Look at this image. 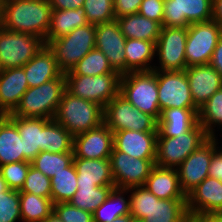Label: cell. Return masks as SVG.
Wrapping results in <instances>:
<instances>
[{"mask_svg":"<svg viewBox=\"0 0 222 222\" xmlns=\"http://www.w3.org/2000/svg\"><path fill=\"white\" fill-rule=\"evenodd\" d=\"M221 35L222 27L213 20L190 24L185 47L187 67L209 64Z\"/></svg>","mask_w":222,"mask_h":222,"instance_id":"cell-12","label":"cell"},{"mask_svg":"<svg viewBox=\"0 0 222 222\" xmlns=\"http://www.w3.org/2000/svg\"><path fill=\"white\" fill-rule=\"evenodd\" d=\"M66 90L73 96L97 103L103 108L119 94L120 73L97 76L65 75Z\"/></svg>","mask_w":222,"mask_h":222,"instance_id":"cell-9","label":"cell"},{"mask_svg":"<svg viewBox=\"0 0 222 222\" xmlns=\"http://www.w3.org/2000/svg\"><path fill=\"white\" fill-rule=\"evenodd\" d=\"M124 215H130L129 189L113 188L106 200L94 211L93 222H112Z\"/></svg>","mask_w":222,"mask_h":222,"instance_id":"cell-32","label":"cell"},{"mask_svg":"<svg viewBox=\"0 0 222 222\" xmlns=\"http://www.w3.org/2000/svg\"><path fill=\"white\" fill-rule=\"evenodd\" d=\"M113 188L115 186H77V191L69 203L93 214Z\"/></svg>","mask_w":222,"mask_h":222,"instance_id":"cell-38","label":"cell"},{"mask_svg":"<svg viewBox=\"0 0 222 222\" xmlns=\"http://www.w3.org/2000/svg\"><path fill=\"white\" fill-rule=\"evenodd\" d=\"M144 187L159 199H187L179 183L177 168L154 165Z\"/></svg>","mask_w":222,"mask_h":222,"instance_id":"cell-23","label":"cell"},{"mask_svg":"<svg viewBox=\"0 0 222 222\" xmlns=\"http://www.w3.org/2000/svg\"><path fill=\"white\" fill-rule=\"evenodd\" d=\"M22 222L19 191L0 193V222Z\"/></svg>","mask_w":222,"mask_h":222,"instance_id":"cell-42","label":"cell"},{"mask_svg":"<svg viewBox=\"0 0 222 222\" xmlns=\"http://www.w3.org/2000/svg\"><path fill=\"white\" fill-rule=\"evenodd\" d=\"M76 191L77 170L74 163L51 177V200L53 204L69 202Z\"/></svg>","mask_w":222,"mask_h":222,"instance_id":"cell-35","label":"cell"},{"mask_svg":"<svg viewBox=\"0 0 222 222\" xmlns=\"http://www.w3.org/2000/svg\"><path fill=\"white\" fill-rule=\"evenodd\" d=\"M113 150V132L100 126L73 137L74 158L109 159Z\"/></svg>","mask_w":222,"mask_h":222,"instance_id":"cell-18","label":"cell"},{"mask_svg":"<svg viewBox=\"0 0 222 222\" xmlns=\"http://www.w3.org/2000/svg\"><path fill=\"white\" fill-rule=\"evenodd\" d=\"M77 186H115L109 159L74 158Z\"/></svg>","mask_w":222,"mask_h":222,"instance_id":"cell-25","label":"cell"},{"mask_svg":"<svg viewBox=\"0 0 222 222\" xmlns=\"http://www.w3.org/2000/svg\"><path fill=\"white\" fill-rule=\"evenodd\" d=\"M53 212L63 222H93V214L67 203L53 204Z\"/></svg>","mask_w":222,"mask_h":222,"instance_id":"cell-44","label":"cell"},{"mask_svg":"<svg viewBox=\"0 0 222 222\" xmlns=\"http://www.w3.org/2000/svg\"><path fill=\"white\" fill-rule=\"evenodd\" d=\"M190 217L222 213V182L208 176L187 195Z\"/></svg>","mask_w":222,"mask_h":222,"instance_id":"cell-19","label":"cell"},{"mask_svg":"<svg viewBox=\"0 0 222 222\" xmlns=\"http://www.w3.org/2000/svg\"><path fill=\"white\" fill-rule=\"evenodd\" d=\"M44 45L37 36L0 26V70L23 67Z\"/></svg>","mask_w":222,"mask_h":222,"instance_id":"cell-10","label":"cell"},{"mask_svg":"<svg viewBox=\"0 0 222 222\" xmlns=\"http://www.w3.org/2000/svg\"><path fill=\"white\" fill-rule=\"evenodd\" d=\"M24 161L23 141L16 124L6 115L0 122V166Z\"/></svg>","mask_w":222,"mask_h":222,"instance_id":"cell-30","label":"cell"},{"mask_svg":"<svg viewBox=\"0 0 222 222\" xmlns=\"http://www.w3.org/2000/svg\"><path fill=\"white\" fill-rule=\"evenodd\" d=\"M184 71L189 81L191 97L198 109L222 88V77L210 64L189 66Z\"/></svg>","mask_w":222,"mask_h":222,"instance_id":"cell-20","label":"cell"},{"mask_svg":"<svg viewBox=\"0 0 222 222\" xmlns=\"http://www.w3.org/2000/svg\"><path fill=\"white\" fill-rule=\"evenodd\" d=\"M125 42L116 19L96 25L95 48L103 52L112 68L121 75L126 73Z\"/></svg>","mask_w":222,"mask_h":222,"instance_id":"cell-17","label":"cell"},{"mask_svg":"<svg viewBox=\"0 0 222 222\" xmlns=\"http://www.w3.org/2000/svg\"><path fill=\"white\" fill-rule=\"evenodd\" d=\"M209 64L221 75L222 77V35L220 36L217 45L212 53Z\"/></svg>","mask_w":222,"mask_h":222,"instance_id":"cell-49","label":"cell"},{"mask_svg":"<svg viewBox=\"0 0 222 222\" xmlns=\"http://www.w3.org/2000/svg\"><path fill=\"white\" fill-rule=\"evenodd\" d=\"M28 88L22 67L0 70V109L11 114Z\"/></svg>","mask_w":222,"mask_h":222,"instance_id":"cell-22","label":"cell"},{"mask_svg":"<svg viewBox=\"0 0 222 222\" xmlns=\"http://www.w3.org/2000/svg\"><path fill=\"white\" fill-rule=\"evenodd\" d=\"M96 25L75 28L68 35L50 40L46 45L53 52L60 70L65 74L95 48Z\"/></svg>","mask_w":222,"mask_h":222,"instance_id":"cell-6","label":"cell"},{"mask_svg":"<svg viewBox=\"0 0 222 222\" xmlns=\"http://www.w3.org/2000/svg\"><path fill=\"white\" fill-rule=\"evenodd\" d=\"M131 222H143L142 220H138V219H132Z\"/></svg>","mask_w":222,"mask_h":222,"instance_id":"cell-57","label":"cell"},{"mask_svg":"<svg viewBox=\"0 0 222 222\" xmlns=\"http://www.w3.org/2000/svg\"><path fill=\"white\" fill-rule=\"evenodd\" d=\"M119 94L143 113L159 121L157 70L128 72L121 75Z\"/></svg>","mask_w":222,"mask_h":222,"instance_id":"cell-5","label":"cell"},{"mask_svg":"<svg viewBox=\"0 0 222 222\" xmlns=\"http://www.w3.org/2000/svg\"><path fill=\"white\" fill-rule=\"evenodd\" d=\"M43 151L73 152V136L55 119H44Z\"/></svg>","mask_w":222,"mask_h":222,"instance_id":"cell-33","label":"cell"},{"mask_svg":"<svg viewBox=\"0 0 222 222\" xmlns=\"http://www.w3.org/2000/svg\"><path fill=\"white\" fill-rule=\"evenodd\" d=\"M155 52V42L140 39H126V73L152 71L154 65L153 61H155Z\"/></svg>","mask_w":222,"mask_h":222,"instance_id":"cell-28","label":"cell"},{"mask_svg":"<svg viewBox=\"0 0 222 222\" xmlns=\"http://www.w3.org/2000/svg\"><path fill=\"white\" fill-rule=\"evenodd\" d=\"M210 138L197 123L190 131L177 137H157L155 165L178 168L182 162Z\"/></svg>","mask_w":222,"mask_h":222,"instance_id":"cell-7","label":"cell"},{"mask_svg":"<svg viewBox=\"0 0 222 222\" xmlns=\"http://www.w3.org/2000/svg\"><path fill=\"white\" fill-rule=\"evenodd\" d=\"M130 215L143 222H185L187 199H159L144 186L129 188Z\"/></svg>","mask_w":222,"mask_h":222,"instance_id":"cell-2","label":"cell"},{"mask_svg":"<svg viewBox=\"0 0 222 222\" xmlns=\"http://www.w3.org/2000/svg\"><path fill=\"white\" fill-rule=\"evenodd\" d=\"M209 176L216 178L222 182V148L219 146L218 150L212 155L211 164L209 166Z\"/></svg>","mask_w":222,"mask_h":222,"instance_id":"cell-47","label":"cell"},{"mask_svg":"<svg viewBox=\"0 0 222 222\" xmlns=\"http://www.w3.org/2000/svg\"><path fill=\"white\" fill-rule=\"evenodd\" d=\"M22 68L25 71L29 88L40 86L41 84L56 79L63 74L53 52L47 45H44Z\"/></svg>","mask_w":222,"mask_h":222,"instance_id":"cell-24","label":"cell"},{"mask_svg":"<svg viewBox=\"0 0 222 222\" xmlns=\"http://www.w3.org/2000/svg\"><path fill=\"white\" fill-rule=\"evenodd\" d=\"M66 91V77H60L28 88L23 94L12 116L23 118L54 119L59 102Z\"/></svg>","mask_w":222,"mask_h":222,"instance_id":"cell-3","label":"cell"},{"mask_svg":"<svg viewBox=\"0 0 222 222\" xmlns=\"http://www.w3.org/2000/svg\"><path fill=\"white\" fill-rule=\"evenodd\" d=\"M158 132L123 130L113 133V147L129 156L156 159Z\"/></svg>","mask_w":222,"mask_h":222,"instance_id":"cell-21","label":"cell"},{"mask_svg":"<svg viewBox=\"0 0 222 222\" xmlns=\"http://www.w3.org/2000/svg\"><path fill=\"white\" fill-rule=\"evenodd\" d=\"M83 8L90 24L97 25L116 19L113 0H85Z\"/></svg>","mask_w":222,"mask_h":222,"instance_id":"cell-40","label":"cell"},{"mask_svg":"<svg viewBox=\"0 0 222 222\" xmlns=\"http://www.w3.org/2000/svg\"><path fill=\"white\" fill-rule=\"evenodd\" d=\"M109 73H119L109 64L108 58L99 49H92L73 69L65 75L97 76Z\"/></svg>","mask_w":222,"mask_h":222,"instance_id":"cell-37","label":"cell"},{"mask_svg":"<svg viewBox=\"0 0 222 222\" xmlns=\"http://www.w3.org/2000/svg\"><path fill=\"white\" fill-rule=\"evenodd\" d=\"M43 222H63L54 212L45 218Z\"/></svg>","mask_w":222,"mask_h":222,"instance_id":"cell-52","label":"cell"},{"mask_svg":"<svg viewBox=\"0 0 222 222\" xmlns=\"http://www.w3.org/2000/svg\"><path fill=\"white\" fill-rule=\"evenodd\" d=\"M197 222H222V213L220 214H206L202 216L193 217Z\"/></svg>","mask_w":222,"mask_h":222,"instance_id":"cell-51","label":"cell"},{"mask_svg":"<svg viewBox=\"0 0 222 222\" xmlns=\"http://www.w3.org/2000/svg\"><path fill=\"white\" fill-rule=\"evenodd\" d=\"M198 108H169L161 112L157 137H177L198 123Z\"/></svg>","mask_w":222,"mask_h":222,"instance_id":"cell-26","label":"cell"},{"mask_svg":"<svg viewBox=\"0 0 222 222\" xmlns=\"http://www.w3.org/2000/svg\"><path fill=\"white\" fill-rule=\"evenodd\" d=\"M185 222H197L193 217H189Z\"/></svg>","mask_w":222,"mask_h":222,"instance_id":"cell-56","label":"cell"},{"mask_svg":"<svg viewBox=\"0 0 222 222\" xmlns=\"http://www.w3.org/2000/svg\"><path fill=\"white\" fill-rule=\"evenodd\" d=\"M9 188L0 172V193L7 191Z\"/></svg>","mask_w":222,"mask_h":222,"instance_id":"cell-54","label":"cell"},{"mask_svg":"<svg viewBox=\"0 0 222 222\" xmlns=\"http://www.w3.org/2000/svg\"><path fill=\"white\" fill-rule=\"evenodd\" d=\"M51 11L49 0H0V26L37 36L46 45Z\"/></svg>","mask_w":222,"mask_h":222,"instance_id":"cell-1","label":"cell"},{"mask_svg":"<svg viewBox=\"0 0 222 222\" xmlns=\"http://www.w3.org/2000/svg\"><path fill=\"white\" fill-rule=\"evenodd\" d=\"M73 159V152L52 153L41 151L31 161V166L51 178L54 174L60 173L64 171V168L69 167L73 163Z\"/></svg>","mask_w":222,"mask_h":222,"instance_id":"cell-39","label":"cell"},{"mask_svg":"<svg viewBox=\"0 0 222 222\" xmlns=\"http://www.w3.org/2000/svg\"><path fill=\"white\" fill-rule=\"evenodd\" d=\"M104 108L95 102L73 96L67 90L54 119L73 137L103 123Z\"/></svg>","mask_w":222,"mask_h":222,"instance_id":"cell-4","label":"cell"},{"mask_svg":"<svg viewBox=\"0 0 222 222\" xmlns=\"http://www.w3.org/2000/svg\"><path fill=\"white\" fill-rule=\"evenodd\" d=\"M115 188L129 189L144 186L156 159H140L117 151L109 157Z\"/></svg>","mask_w":222,"mask_h":222,"instance_id":"cell-14","label":"cell"},{"mask_svg":"<svg viewBox=\"0 0 222 222\" xmlns=\"http://www.w3.org/2000/svg\"><path fill=\"white\" fill-rule=\"evenodd\" d=\"M19 192L32 193L44 198H51V178L30 166L24 186Z\"/></svg>","mask_w":222,"mask_h":222,"instance_id":"cell-41","label":"cell"},{"mask_svg":"<svg viewBox=\"0 0 222 222\" xmlns=\"http://www.w3.org/2000/svg\"><path fill=\"white\" fill-rule=\"evenodd\" d=\"M157 84L161 112L169 108H197L185 71L157 70Z\"/></svg>","mask_w":222,"mask_h":222,"instance_id":"cell-16","label":"cell"},{"mask_svg":"<svg viewBox=\"0 0 222 222\" xmlns=\"http://www.w3.org/2000/svg\"><path fill=\"white\" fill-rule=\"evenodd\" d=\"M212 20L222 27V0H213Z\"/></svg>","mask_w":222,"mask_h":222,"instance_id":"cell-50","label":"cell"},{"mask_svg":"<svg viewBox=\"0 0 222 222\" xmlns=\"http://www.w3.org/2000/svg\"><path fill=\"white\" fill-rule=\"evenodd\" d=\"M187 28L162 27L156 42L155 61L153 70L184 71L187 68L185 47ZM158 65V66H156Z\"/></svg>","mask_w":222,"mask_h":222,"instance_id":"cell-11","label":"cell"},{"mask_svg":"<svg viewBox=\"0 0 222 222\" xmlns=\"http://www.w3.org/2000/svg\"><path fill=\"white\" fill-rule=\"evenodd\" d=\"M7 116L16 124L23 141L24 162H31L43 151L44 119Z\"/></svg>","mask_w":222,"mask_h":222,"instance_id":"cell-27","label":"cell"},{"mask_svg":"<svg viewBox=\"0 0 222 222\" xmlns=\"http://www.w3.org/2000/svg\"><path fill=\"white\" fill-rule=\"evenodd\" d=\"M132 219L133 217L131 215H124V216L115 218V220L112 222H131Z\"/></svg>","mask_w":222,"mask_h":222,"instance_id":"cell-53","label":"cell"},{"mask_svg":"<svg viewBox=\"0 0 222 222\" xmlns=\"http://www.w3.org/2000/svg\"><path fill=\"white\" fill-rule=\"evenodd\" d=\"M103 123L113 132L133 130L158 132V121L118 94L104 107Z\"/></svg>","mask_w":222,"mask_h":222,"instance_id":"cell-8","label":"cell"},{"mask_svg":"<svg viewBox=\"0 0 222 222\" xmlns=\"http://www.w3.org/2000/svg\"><path fill=\"white\" fill-rule=\"evenodd\" d=\"M213 0H164L162 27H185L211 21Z\"/></svg>","mask_w":222,"mask_h":222,"instance_id":"cell-15","label":"cell"},{"mask_svg":"<svg viewBox=\"0 0 222 222\" xmlns=\"http://www.w3.org/2000/svg\"><path fill=\"white\" fill-rule=\"evenodd\" d=\"M138 14L159 22L162 25L164 15V0H142Z\"/></svg>","mask_w":222,"mask_h":222,"instance_id":"cell-45","label":"cell"},{"mask_svg":"<svg viewBox=\"0 0 222 222\" xmlns=\"http://www.w3.org/2000/svg\"><path fill=\"white\" fill-rule=\"evenodd\" d=\"M6 117V114L0 109V122Z\"/></svg>","mask_w":222,"mask_h":222,"instance_id":"cell-55","label":"cell"},{"mask_svg":"<svg viewBox=\"0 0 222 222\" xmlns=\"http://www.w3.org/2000/svg\"><path fill=\"white\" fill-rule=\"evenodd\" d=\"M22 222H43L53 212L51 198L19 192Z\"/></svg>","mask_w":222,"mask_h":222,"instance_id":"cell-34","label":"cell"},{"mask_svg":"<svg viewBox=\"0 0 222 222\" xmlns=\"http://www.w3.org/2000/svg\"><path fill=\"white\" fill-rule=\"evenodd\" d=\"M87 24L89 22L83 7H79L76 10H52L46 44L50 40L66 36L75 28L86 26Z\"/></svg>","mask_w":222,"mask_h":222,"instance_id":"cell-31","label":"cell"},{"mask_svg":"<svg viewBox=\"0 0 222 222\" xmlns=\"http://www.w3.org/2000/svg\"><path fill=\"white\" fill-rule=\"evenodd\" d=\"M218 140V137H210L177 168L179 183L186 196L209 176L212 155L219 148Z\"/></svg>","mask_w":222,"mask_h":222,"instance_id":"cell-13","label":"cell"},{"mask_svg":"<svg viewBox=\"0 0 222 222\" xmlns=\"http://www.w3.org/2000/svg\"><path fill=\"white\" fill-rule=\"evenodd\" d=\"M198 123L208 132L210 137H217L222 130V88L215 92L198 110ZM215 128L217 130H215Z\"/></svg>","mask_w":222,"mask_h":222,"instance_id":"cell-36","label":"cell"},{"mask_svg":"<svg viewBox=\"0 0 222 222\" xmlns=\"http://www.w3.org/2000/svg\"><path fill=\"white\" fill-rule=\"evenodd\" d=\"M126 39L157 42L162 25L140 14H131L116 19Z\"/></svg>","mask_w":222,"mask_h":222,"instance_id":"cell-29","label":"cell"},{"mask_svg":"<svg viewBox=\"0 0 222 222\" xmlns=\"http://www.w3.org/2000/svg\"><path fill=\"white\" fill-rule=\"evenodd\" d=\"M85 0H49L52 10H76L83 7Z\"/></svg>","mask_w":222,"mask_h":222,"instance_id":"cell-48","label":"cell"},{"mask_svg":"<svg viewBox=\"0 0 222 222\" xmlns=\"http://www.w3.org/2000/svg\"><path fill=\"white\" fill-rule=\"evenodd\" d=\"M115 18L137 14L142 0H113Z\"/></svg>","mask_w":222,"mask_h":222,"instance_id":"cell-46","label":"cell"},{"mask_svg":"<svg viewBox=\"0 0 222 222\" xmlns=\"http://www.w3.org/2000/svg\"><path fill=\"white\" fill-rule=\"evenodd\" d=\"M31 162H16L0 166V172L9 189L20 191L24 186Z\"/></svg>","mask_w":222,"mask_h":222,"instance_id":"cell-43","label":"cell"}]
</instances>
